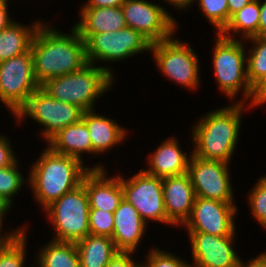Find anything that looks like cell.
I'll return each instance as SVG.
<instances>
[{
  "instance_id": "1",
  "label": "cell",
  "mask_w": 266,
  "mask_h": 267,
  "mask_svg": "<svg viewBox=\"0 0 266 267\" xmlns=\"http://www.w3.org/2000/svg\"><path fill=\"white\" fill-rule=\"evenodd\" d=\"M45 23L42 21L31 43L34 75L39 85L79 71L88 64L85 41L74 26L71 33H63L52 23Z\"/></svg>"
},
{
  "instance_id": "2",
  "label": "cell",
  "mask_w": 266,
  "mask_h": 267,
  "mask_svg": "<svg viewBox=\"0 0 266 267\" xmlns=\"http://www.w3.org/2000/svg\"><path fill=\"white\" fill-rule=\"evenodd\" d=\"M247 104L235 102L231 106L209 111L197 119L190 137L194 149L191 150L192 155L229 164L239 142L243 114L251 110Z\"/></svg>"
},
{
  "instance_id": "3",
  "label": "cell",
  "mask_w": 266,
  "mask_h": 267,
  "mask_svg": "<svg viewBox=\"0 0 266 267\" xmlns=\"http://www.w3.org/2000/svg\"><path fill=\"white\" fill-rule=\"evenodd\" d=\"M31 165L28 182L32 195L44 211L62 195L82 184L91 169H106L104 164L86 167L84 161L53 152L48 146Z\"/></svg>"
},
{
  "instance_id": "4",
  "label": "cell",
  "mask_w": 266,
  "mask_h": 267,
  "mask_svg": "<svg viewBox=\"0 0 266 267\" xmlns=\"http://www.w3.org/2000/svg\"><path fill=\"white\" fill-rule=\"evenodd\" d=\"M113 72L109 64L88 63L79 71L46 80L40 88L54 99L74 104L85 112L94 110L96 100L110 91L117 77Z\"/></svg>"
},
{
  "instance_id": "5",
  "label": "cell",
  "mask_w": 266,
  "mask_h": 267,
  "mask_svg": "<svg viewBox=\"0 0 266 267\" xmlns=\"http://www.w3.org/2000/svg\"><path fill=\"white\" fill-rule=\"evenodd\" d=\"M215 37L211 60L219 91L231 101H235L241 92L242 100L237 99L235 102H250L253 88L247 79V48L244 40L229 39L220 33H216Z\"/></svg>"
},
{
  "instance_id": "6",
  "label": "cell",
  "mask_w": 266,
  "mask_h": 267,
  "mask_svg": "<svg viewBox=\"0 0 266 267\" xmlns=\"http://www.w3.org/2000/svg\"><path fill=\"white\" fill-rule=\"evenodd\" d=\"M89 199L84 184L62 195L44 214L54 229L53 240L78 242L89 235Z\"/></svg>"
},
{
  "instance_id": "7",
  "label": "cell",
  "mask_w": 266,
  "mask_h": 267,
  "mask_svg": "<svg viewBox=\"0 0 266 267\" xmlns=\"http://www.w3.org/2000/svg\"><path fill=\"white\" fill-rule=\"evenodd\" d=\"M150 52L158 71L174 84L193 92L200 85V63L198 54L190 43L171 38L151 43Z\"/></svg>"
},
{
  "instance_id": "8",
  "label": "cell",
  "mask_w": 266,
  "mask_h": 267,
  "mask_svg": "<svg viewBox=\"0 0 266 267\" xmlns=\"http://www.w3.org/2000/svg\"><path fill=\"white\" fill-rule=\"evenodd\" d=\"M80 37L85 41L88 63L98 66L101 63L122 62L136 54L150 52L151 47V42L145 36L130 27L113 32L80 34Z\"/></svg>"
},
{
  "instance_id": "9",
  "label": "cell",
  "mask_w": 266,
  "mask_h": 267,
  "mask_svg": "<svg viewBox=\"0 0 266 267\" xmlns=\"http://www.w3.org/2000/svg\"><path fill=\"white\" fill-rule=\"evenodd\" d=\"M83 112L74 104L54 99L39 87L29 96L26 104L14 118L18 123H23L24 119L29 117L40 124L41 137L47 142L59 130L78 123L82 119Z\"/></svg>"
},
{
  "instance_id": "10",
  "label": "cell",
  "mask_w": 266,
  "mask_h": 267,
  "mask_svg": "<svg viewBox=\"0 0 266 267\" xmlns=\"http://www.w3.org/2000/svg\"><path fill=\"white\" fill-rule=\"evenodd\" d=\"M39 87L34 75L31 49L0 62V102L13 116Z\"/></svg>"
},
{
  "instance_id": "11",
  "label": "cell",
  "mask_w": 266,
  "mask_h": 267,
  "mask_svg": "<svg viewBox=\"0 0 266 267\" xmlns=\"http://www.w3.org/2000/svg\"><path fill=\"white\" fill-rule=\"evenodd\" d=\"M123 189V198L132 204L148 223L160 222L172 225L168 219L164 206L162 178L147 174L143 169L125 179L119 174Z\"/></svg>"
},
{
  "instance_id": "12",
  "label": "cell",
  "mask_w": 266,
  "mask_h": 267,
  "mask_svg": "<svg viewBox=\"0 0 266 267\" xmlns=\"http://www.w3.org/2000/svg\"><path fill=\"white\" fill-rule=\"evenodd\" d=\"M164 7L146 0H125L121 5L127 27L139 31L151 43L177 33L178 20Z\"/></svg>"
},
{
  "instance_id": "13",
  "label": "cell",
  "mask_w": 266,
  "mask_h": 267,
  "mask_svg": "<svg viewBox=\"0 0 266 267\" xmlns=\"http://www.w3.org/2000/svg\"><path fill=\"white\" fill-rule=\"evenodd\" d=\"M230 164L222 161L204 160L194 155L190 157L188 175L195 196L234 202V189L231 181Z\"/></svg>"
},
{
  "instance_id": "14",
  "label": "cell",
  "mask_w": 266,
  "mask_h": 267,
  "mask_svg": "<svg viewBox=\"0 0 266 267\" xmlns=\"http://www.w3.org/2000/svg\"><path fill=\"white\" fill-rule=\"evenodd\" d=\"M234 202H221L196 196L189 219L182 228L187 232H202L214 236H237Z\"/></svg>"
},
{
  "instance_id": "15",
  "label": "cell",
  "mask_w": 266,
  "mask_h": 267,
  "mask_svg": "<svg viewBox=\"0 0 266 267\" xmlns=\"http://www.w3.org/2000/svg\"><path fill=\"white\" fill-rule=\"evenodd\" d=\"M192 251V267H237L235 236H214L202 232H187Z\"/></svg>"
},
{
  "instance_id": "16",
  "label": "cell",
  "mask_w": 266,
  "mask_h": 267,
  "mask_svg": "<svg viewBox=\"0 0 266 267\" xmlns=\"http://www.w3.org/2000/svg\"><path fill=\"white\" fill-rule=\"evenodd\" d=\"M163 199L167 219L182 227L189 219L195 200L194 188L188 173L162 178Z\"/></svg>"
},
{
  "instance_id": "17",
  "label": "cell",
  "mask_w": 266,
  "mask_h": 267,
  "mask_svg": "<svg viewBox=\"0 0 266 267\" xmlns=\"http://www.w3.org/2000/svg\"><path fill=\"white\" fill-rule=\"evenodd\" d=\"M148 225L137 209L123 198L114 211V231L111 238L117 250L136 253Z\"/></svg>"
},
{
  "instance_id": "18",
  "label": "cell",
  "mask_w": 266,
  "mask_h": 267,
  "mask_svg": "<svg viewBox=\"0 0 266 267\" xmlns=\"http://www.w3.org/2000/svg\"><path fill=\"white\" fill-rule=\"evenodd\" d=\"M82 183L89 199L90 208L114 213L123 199V189L119 174L108 175L107 169H91Z\"/></svg>"
},
{
  "instance_id": "19",
  "label": "cell",
  "mask_w": 266,
  "mask_h": 267,
  "mask_svg": "<svg viewBox=\"0 0 266 267\" xmlns=\"http://www.w3.org/2000/svg\"><path fill=\"white\" fill-rule=\"evenodd\" d=\"M176 137H168L146 158L148 168H142L147 174L164 178L188 172L190 155L183 151Z\"/></svg>"
},
{
  "instance_id": "20",
  "label": "cell",
  "mask_w": 266,
  "mask_h": 267,
  "mask_svg": "<svg viewBox=\"0 0 266 267\" xmlns=\"http://www.w3.org/2000/svg\"><path fill=\"white\" fill-rule=\"evenodd\" d=\"M82 120L86 123L92 142V155H102L119 146L128 137V130L111 117L96 113L94 110L83 112Z\"/></svg>"
},
{
  "instance_id": "21",
  "label": "cell",
  "mask_w": 266,
  "mask_h": 267,
  "mask_svg": "<svg viewBox=\"0 0 266 267\" xmlns=\"http://www.w3.org/2000/svg\"><path fill=\"white\" fill-rule=\"evenodd\" d=\"M79 22L73 25L79 34L119 31L127 27L121 6L80 7Z\"/></svg>"
},
{
  "instance_id": "22",
  "label": "cell",
  "mask_w": 266,
  "mask_h": 267,
  "mask_svg": "<svg viewBox=\"0 0 266 267\" xmlns=\"http://www.w3.org/2000/svg\"><path fill=\"white\" fill-rule=\"evenodd\" d=\"M46 144L55 153L72 156L81 161L84 153L92 154L90 134L82 119L59 130Z\"/></svg>"
},
{
  "instance_id": "23",
  "label": "cell",
  "mask_w": 266,
  "mask_h": 267,
  "mask_svg": "<svg viewBox=\"0 0 266 267\" xmlns=\"http://www.w3.org/2000/svg\"><path fill=\"white\" fill-rule=\"evenodd\" d=\"M36 20L30 25L12 22L0 32V62L21 55L31 49L33 37L41 24Z\"/></svg>"
},
{
  "instance_id": "24",
  "label": "cell",
  "mask_w": 266,
  "mask_h": 267,
  "mask_svg": "<svg viewBox=\"0 0 266 267\" xmlns=\"http://www.w3.org/2000/svg\"><path fill=\"white\" fill-rule=\"evenodd\" d=\"M80 267H106L119 252L112 238L100 235H87L76 242Z\"/></svg>"
},
{
  "instance_id": "25",
  "label": "cell",
  "mask_w": 266,
  "mask_h": 267,
  "mask_svg": "<svg viewBox=\"0 0 266 267\" xmlns=\"http://www.w3.org/2000/svg\"><path fill=\"white\" fill-rule=\"evenodd\" d=\"M41 247L36 255V267H80V258L75 242L51 239Z\"/></svg>"
},
{
  "instance_id": "26",
  "label": "cell",
  "mask_w": 266,
  "mask_h": 267,
  "mask_svg": "<svg viewBox=\"0 0 266 267\" xmlns=\"http://www.w3.org/2000/svg\"><path fill=\"white\" fill-rule=\"evenodd\" d=\"M260 19L259 0H252L249 4L234 13L225 29L220 33L229 39L246 40L258 36V26Z\"/></svg>"
},
{
  "instance_id": "27",
  "label": "cell",
  "mask_w": 266,
  "mask_h": 267,
  "mask_svg": "<svg viewBox=\"0 0 266 267\" xmlns=\"http://www.w3.org/2000/svg\"><path fill=\"white\" fill-rule=\"evenodd\" d=\"M244 41L253 45L246 51V58L247 79L254 88L266 76V36L251 37Z\"/></svg>"
},
{
  "instance_id": "28",
  "label": "cell",
  "mask_w": 266,
  "mask_h": 267,
  "mask_svg": "<svg viewBox=\"0 0 266 267\" xmlns=\"http://www.w3.org/2000/svg\"><path fill=\"white\" fill-rule=\"evenodd\" d=\"M15 236L6 246L0 248V267H25L27 264V231ZM26 263V264H25ZM31 267H34V265Z\"/></svg>"
},
{
  "instance_id": "29",
  "label": "cell",
  "mask_w": 266,
  "mask_h": 267,
  "mask_svg": "<svg viewBox=\"0 0 266 267\" xmlns=\"http://www.w3.org/2000/svg\"><path fill=\"white\" fill-rule=\"evenodd\" d=\"M206 20L215 27V33H221L229 23V8L227 0H194Z\"/></svg>"
},
{
  "instance_id": "30",
  "label": "cell",
  "mask_w": 266,
  "mask_h": 267,
  "mask_svg": "<svg viewBox=\"0 0 266 267\" xmlns=\"http://www.w3.org/2000/svg\"><path fill=\"white\" fill-rule=\"evenodd\" d=\"M19 160L8 167L0 168V195L12 205L13 199L25 185V176L21 172Z\"/></svg>"
},
{
  "instance_id": "31",
  "label": "cell",
  "mask_w": 266,
  "mask_h": 267,
  "mask_svg": "<svg viewBox=\"0 0 266 267\" xmlns=\"http://www.w3.org/2000/svg\"><path fill=\"white\" fill-rule=\"evenodd\" d=\"M247 203L249 204L252 217L263 229H266V174L260 177L255 186L248 192Z\"/></svg>"
},
{
  "instance_id": "32",
  "label": "cell",
  "mask_w": 266,
  "mask_h": 267,
  "mask_svg": "<svg viewBox=\"0 0 266 267\" xmlns=\"http://www.w3.org/2000/svg\"><path fill=\"white\" fill-rule=\"evenodd\" d=\"M88 220L90 235L112 237L114 231V213L90 208Z\"/></svg>"
},
{
  "instance_id": "33",
  "label": "cell",
  "mask_w": 266,
  "mask_h": 267,
  "mask_svg": "<svg viewBox=\"0 0 266 267\" xmlns=\"http://www.w3.org/2000/svg\"><path fill=\"white\" fill-rule=\"evenodd\" d=\"M144 261L148 267H192L191 263L179 256L177 257L175 253L173 254L169 250L164 251L155 246L151 247Z\"/></svg>"
},
{
  "instance_id": "34",
  "label": "cell",
  "mask_w": 266,
  "mask_h": 267,
  "mask_svg": "<svg viewBox=\"0 0 266 267\" xmlns=\"http://www.w3.org/2000/svg\"><path fill=\"white\" fill-rule=\"evenodd\" d=\"M13 149L9 137L0 133V168L13 165L19 160Z\"/></svg>"
},
{
  "instance_id": "35",
  "label": "cell",
  "mask_w": 266,
  "mask_h": 267,
  "mask_svg": "<svg viewBox=\"0 0 266 267\" xmlns=\"http://www.w3.org/2000/svg\"><path fill=\"white\" fill-rule=\"evenodd\" d=\"M134 256L135 252L119 251L106 267H135L138 262L133 260Z\"/></svg>"
},
{
  "instance_id": "36",
  "label": "cell",
  "mask_w": 266,
  "mask_h": 267,
  "mask_svg": "<svg viewBox=\"0 0 266 267\" xmlns=\"http://www.w3.org/2000/svg\"><path fill=\"white\" fill-rule=\"evenodd\" d=\"M266 103V76L253 88V94L248 105L251 108L261 107Z\"/></svg>"
},
{
  "instance_id": "37",
  "label": "cell",
  "mask_w": 266,
  "mask_h": 267,
  "mask_svg": "<svg viewBox=\"0 0 266 267\" xmlns=\"http://www.w3.org/2000/svg\"><path fill=\"white\" fill-rule=\"evenodd\" d=\"M3 223H5V221H3L2 219H0V248L6 246L15 236H17L18 234H21L24 232V229L26 227L27 224H25L24 226H21L20 228H16L17 230H10V232H4V225ZM4 232V234H3Z\"/></svg>"
},
{
  "instance_id": "38",
  "label": "cell",
  "mask_w": 266,
  "mask_h": 267,
  "mask_svg": "<svg viewBox=\"0 0 266 267\" xmlns=\"http://www.w3.org/2000/svg\"><path fill=\"white\" fill-rule=\"evenodd\" d=\"M8 4L9 1H0V32L15 21L10 18Z\"/></svg>"
},
{
  "instance_id": "39",
  "label": "cell",
  "mask_w": 266,
  "mask_h": 267,
  "mask_svg": "<svg viewBox=\"0 0 266 267\" xmlns=\"http://www.w3.org/2000/svg\"><path fill=\"white\" fill-rule=\"evenodd\" d=\"M237 267H266V252L258 254L255 258H250L246 262L241 258Z\"/></svg>"
},
{
  "instance_id": "40",
  "label": "cell",
  "mask_w": 266,
  "mask_h": 267,
  "mask_svg": "<svg viewBox=\"0 0 266 267\" xmlns=\"http://www.w3.org/2000/svg\"><path fill=\"white\" fill-rule=\"evenodd\" d=\"M125 0H87L81 7H119Z\"/></svg>"
},
{
  "instance_id": "41",
  "label": "cell",
  "mask_w": 266,
  "mask_h": 267,
  "mask_svg": "<svg viewBox=\"0 0 266 267\" xmlns=\"http://www.w3.org/2000/svg\"><path fill=\"white\" fill-rule=\"evenodd\" d=\"M260 3V19L258 26V36H266V0Z\"/></svg>"
},
{
  "instance_id": "42",
  "label": "cell",
  "mask_w": 266,
  "mask_h": 267,
  "mask_svg": "<svg viewBox=\"0 0 266 267\" xmlns=\"http://www.w3.org/2000/svg\"><path fill=\"white\" fill-rule=\"evenodd\" d=\"M229 8V21L231 16L242 9L244 6L249 4L252 0H227Z\"/></svg>"
},
{
  "instance_id": "43",
  "label": "cell",
  "mask_w": 266,
  "mask_h": 267,
  "mask_svg": "<svg viewBox=\"0 0 266 267\" xmlns=\"http://www.w3.org/2000/svg\"><path fill=\"white\" fill-rule=\"evenodd\" d=\"M165 2H166V5L169 4V6L175 7L176 10L178 9V11H181L182 9L185 11L191 8V6H194L192 5L194 3V0H164V4Z\"/></svg>"
},
{
  "instance_id": "44",
  "label": "cell",
  "mask_w": 266,
  "mask_h": 267,
  "mask_svg": "<svg viewBox=\"0 0 266 267\" xmlns=\"http://www.w3.org/2000/svg\"><path fill=\"white\" fill-rule=\"evenodd\" d=\"M11 208L12 204L0 195V219L5 220V216H7L6 214L10 212Z\"/></svg>"
},
{
  "instance_id": "45",
  "label": "cell",
  "mask_w": 266,
  "mask_h": 267,
  "mask_svg": "<svg viewBox=\"0 0 266 267\" xmlns=\"http://www.w3.org/2000/svg\"><path fill=\"white\" fill-rule=\"evenodd\" d=\"M135 267H148L144 262H139V263H137L136 264V266Z\"/></svg>"
}]
</instances>
